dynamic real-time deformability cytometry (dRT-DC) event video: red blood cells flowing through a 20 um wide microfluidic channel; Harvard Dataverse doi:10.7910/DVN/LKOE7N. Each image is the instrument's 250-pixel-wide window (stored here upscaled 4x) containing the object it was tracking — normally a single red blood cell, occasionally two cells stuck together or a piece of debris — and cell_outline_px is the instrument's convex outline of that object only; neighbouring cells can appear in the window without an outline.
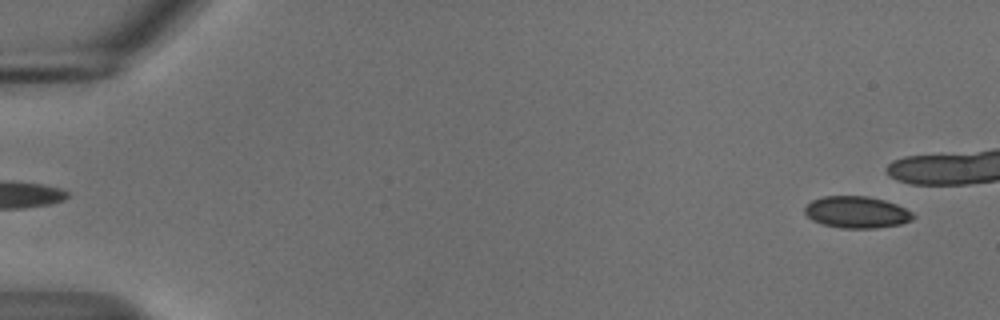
{"species": "common noctule bat (a hibernating species)", "species_latin": "Nyctalus noctula", "temperature_condition": "cold", "stored_images_in_passage": 25, "camera_frame_rate_fps": 3000, "um_per_image_px": 0.085, "animal": {"sex": "male", "body_mass_g": 18.8}, "frame": {"image": 1, "passage_image": 3, "time_ms": 0.667, "image_size_px": [1000, 320], "cell_outline_px": [[916, 216], [912, 220], [900, 224], [876, 228], [840, 228], [820, 224], [812, 220], [804, 212], [804, 208], [812, 200], [824, 196], [868, 196], [884, 200], [896, 204], [912, 212]], "centroid_in_image_um": [72.81, 18.04], "position_along_channel_um": 12.2, "area_um2": 20.11}}
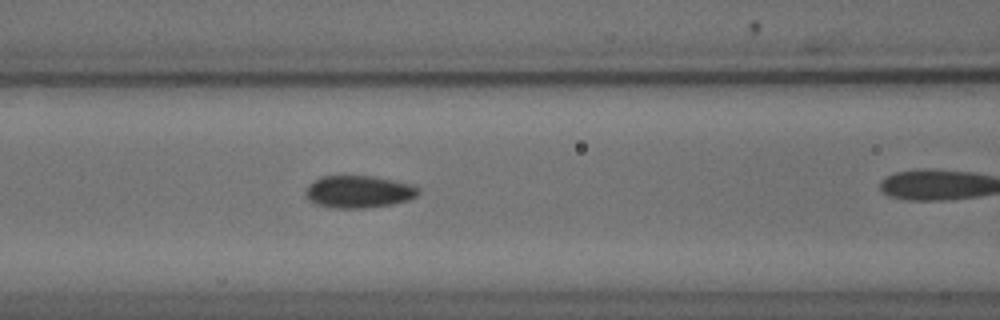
{"frame": {"image": 2, "passage_image": 24, "time_ms": 7.667, "image_size_px": [1000, 320], "cell_outline_px": [[420, 192], [416, 196], [408, 200], [392, 204], [364, 208], [332, 208], [316, 204], [308, 200], [304, 192], [308, 184], [320, 176], [372, 176], [412, 184], [420, 188]], "centroid_in_image_um": [30.46, 16.29], "position_along_channel_um": 136.1, "area_um2": 21.39}}